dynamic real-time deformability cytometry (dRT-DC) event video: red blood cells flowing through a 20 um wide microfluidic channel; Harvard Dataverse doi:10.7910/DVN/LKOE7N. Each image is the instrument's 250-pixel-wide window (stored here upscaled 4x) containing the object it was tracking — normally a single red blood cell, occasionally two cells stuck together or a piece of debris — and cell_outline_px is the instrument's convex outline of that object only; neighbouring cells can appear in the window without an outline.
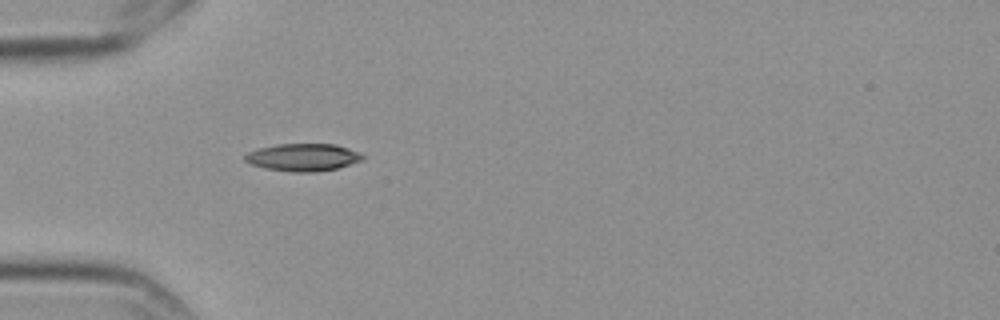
{"species": "Egyptian fruit bat (a non-hibernating species)", "species_latin": "Rousettus aegyptiacus", "temperature_condition": "cold", "stored_images_in_passage": 1, "camera_frame_rate_fps": 3000, "um_per_image_px": 0.085, "frame": {"image": 1, "passage_image": 1, "time_ms": 0.0, "image_size_px": [1000, 320], "cell_outline_px": [[364, 156], [360, 160], [336, 168], [316, 172], [292, 172], [264, 168], [252, 164], [244, 160], [244, 156], [248, 152], [260, 148], [276, 144], [336, 144], [360, 152]], "centroid_in_image_um": [25.73, 13.37], "position_along_channel_um": 59.3, "area_um2": 18.67}}